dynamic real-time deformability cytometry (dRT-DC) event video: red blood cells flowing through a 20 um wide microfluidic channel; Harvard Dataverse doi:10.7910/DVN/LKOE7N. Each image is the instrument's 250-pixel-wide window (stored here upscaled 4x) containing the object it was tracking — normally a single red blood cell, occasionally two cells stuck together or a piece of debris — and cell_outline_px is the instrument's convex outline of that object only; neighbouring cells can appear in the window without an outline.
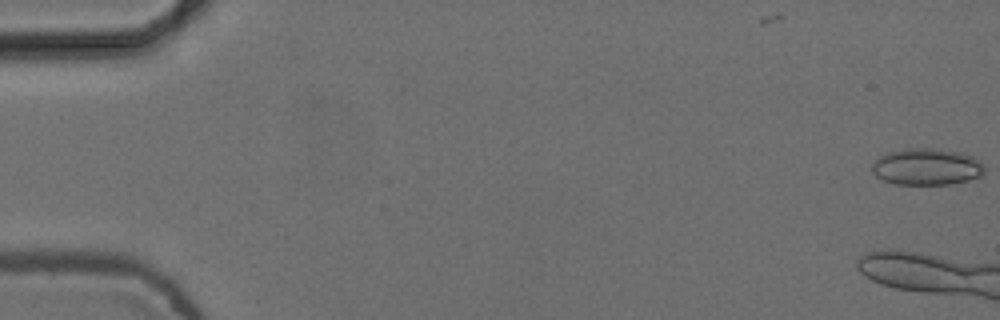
{"species": "common noctule bat (a hibernating species)", "species_latin": "Nyctalus noctula", "temperature_condition": "cold", "stored_images_in_passage": 8, "camera_frame_rate_fps": 3000, "um_per_image_px": 0.085, "animal": {"sex": "female", "body_mass_g": 24.6, "forearm_length_mm": 56.2}, "frame": {"image": 1, "passage_image": 1, "time_ms": 0.0, "image_size_px": [1000, 320], "cell_outline_px": [[984, 176], [968, 180], [948, 184], [896, 184], [884, 180], [876, 176], [872, 172], [872, 164], [880, 156], [888, 152], [908, 148], [936, 148], [960, 152], [972, 156], [980, 160], [984, 164]], "centroid_in_image_um": [78.81, 14.17], "position_along_channel_um": 6.2, "area_um2": 24.16}}
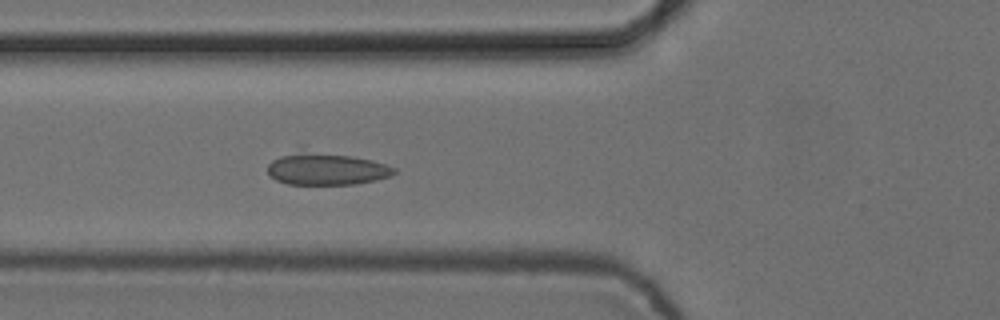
{"frame": {"image": 2, "passage_image": 8, "time_ms": 2.333, "image_size_px": [1000, 320], "cell_outline_px": [[396, 172], [392, 176], [376, 180], [356, 184], [288, 184], [276, 180], [268, 172], [268, 164], [272, 160], [300, 144], [304, 144], [372, 160], [396, 168]], "centroid_in_image_um": [27.67, 14.24], "position_along_channel_um": 98.1, "area_um2": 25.55}}